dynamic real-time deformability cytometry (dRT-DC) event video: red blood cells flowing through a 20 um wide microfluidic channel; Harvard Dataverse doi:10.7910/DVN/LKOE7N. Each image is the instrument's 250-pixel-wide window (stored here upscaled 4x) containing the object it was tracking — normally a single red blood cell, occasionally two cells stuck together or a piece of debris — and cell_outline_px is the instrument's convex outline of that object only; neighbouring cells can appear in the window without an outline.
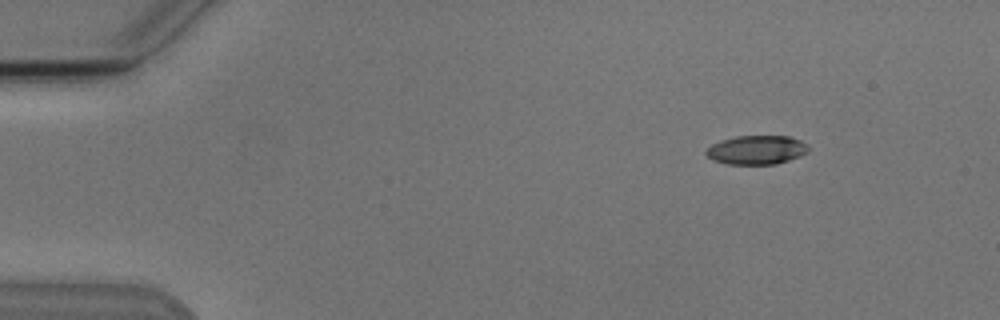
{"species": "Egyptian fruit bat (a non-hibernating species)", "species_latin": "Rousettus aegyptiacus", "temperature_condition": "cold", "stored_images_in_passage": 3, "camera_frame_rate_fps": 3000, "um_per_image_px": 0.085, "animal": {"sex": "male"}, "frame": {"image": 1, "passage_image": 1, "time_ms": 0.0, "image_size_px": [1000, 320], "cell_outline_px": [[808, 152], [800, 156], [776, 164], [728, 164], [712, 160], [704, 152], [712, 144], [720, 140], [736, 136], [788, 136], [800, 140], [808, 148]], "centroid_in_image_um": [64.28, 12.74], "position_along_channel_um": 20.7, "area_um2": 17.17}}
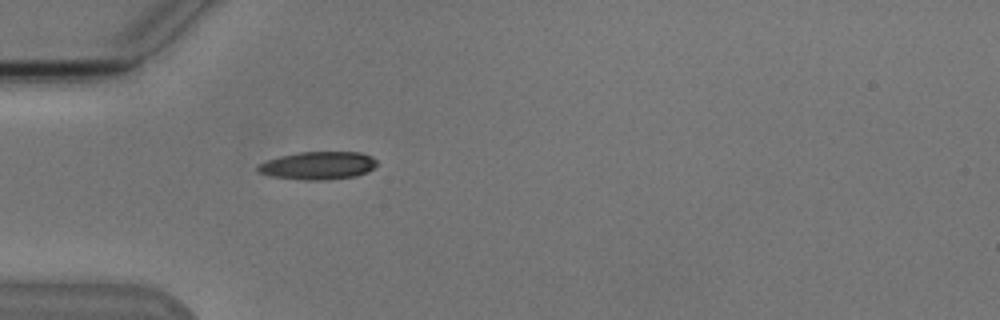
{"frame": {"image": 2, "passage_image": 3, "time_ms": 3.333, "image_size_px": [1000, 320], "cell_outline_px": [[376, 164], [372, 168], [356, 176], [320, 180], [304, 180], [272, 176], [260, 172], [256, 168], [260, 164], [268, 160], [280, 156], [296, 152], [360, 152], [372, 156], [376, 160]], "centroid_in_image_um": [27.03, 14.06], "position_along_channel_um": 58.0, "area_um2": 19.07}}